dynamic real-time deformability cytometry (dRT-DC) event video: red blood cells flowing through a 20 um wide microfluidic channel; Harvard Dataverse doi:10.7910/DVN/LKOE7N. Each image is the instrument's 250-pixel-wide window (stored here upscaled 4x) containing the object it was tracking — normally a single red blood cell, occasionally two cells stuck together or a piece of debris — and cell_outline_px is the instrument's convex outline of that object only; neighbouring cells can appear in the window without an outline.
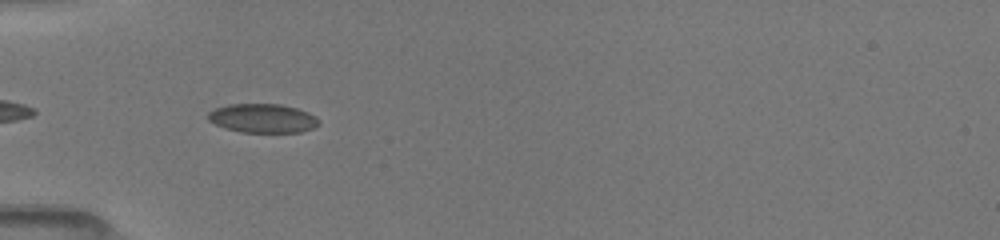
{"species": "common noctule bat (a hibernating species)", "species_latin": "Nyctalus noctula", "temperature_condition": "room temperature", "stored_images_in_passage": 18, "camera_frame_rate_fps": 3000, "um_per_image_px": 0.085, "animal": {"sex": "female", "body_mass_g": 19.5, "forearm_length_mm": 54.1}, "frame": {"image": 1, "passage_image": 3, "time_ms": 0.667, "image_size_px": [1000, 240], "cell_outline_px": [[320, 124], [312, 128], [300, 132], [240, 132], [224, 128], [208, 120], [208, 112], [216, 108], [228, 104], [280, 104], [296, 108], [308, 112], [316, 116], [320, 120]], "centroid_in_image_um": [22.34, 10.05], "position_along_channel_um": 62.7, "area_um2": 18.73}}
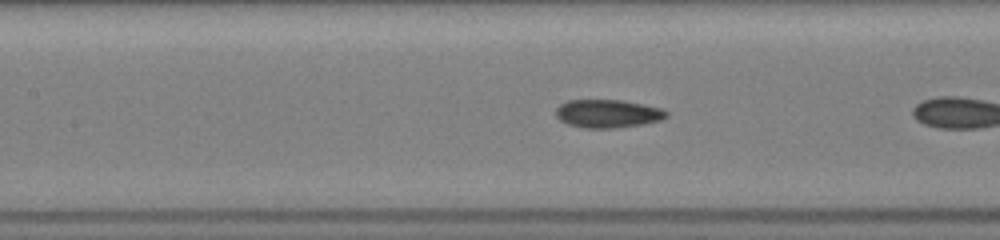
{"frame": {"image": 2, "passage_image": 8, "time_ms": 2.333, "image_size_px": [1000, 240], "cell_outline_px": [[668, 116], [660, 120], [644, 124], [612, 128], [584, 128], [568, 124], [560, 120], [556, 116], [556, 108], [560, 104], [568, 100], [624, 100], [664, 108], [668, 112]], "centroid_in_image_um": [51.68, 9.65], "position_along_channel_um": 155.7, "area_um2": 18.32}}
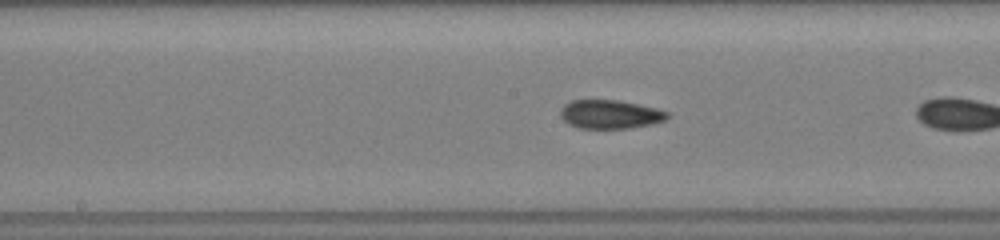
{"frame": {"image": 3, "passage_image": 11, "time_ms": 3.333, "image_size_px": [1000, 240], "cell_outline_px": [[668, 116], [664, 120], [652, 124], [628, 128], [580, 128], [568, 124], [560, 116], [560, 108], [564, 104], [572, 100], [616, 100], [656, 108], [668, 112]], "centroid_in_image_um": [51.81, 9.71], "position_along_channel_um": 196.4, "area_um2": 17.74}}